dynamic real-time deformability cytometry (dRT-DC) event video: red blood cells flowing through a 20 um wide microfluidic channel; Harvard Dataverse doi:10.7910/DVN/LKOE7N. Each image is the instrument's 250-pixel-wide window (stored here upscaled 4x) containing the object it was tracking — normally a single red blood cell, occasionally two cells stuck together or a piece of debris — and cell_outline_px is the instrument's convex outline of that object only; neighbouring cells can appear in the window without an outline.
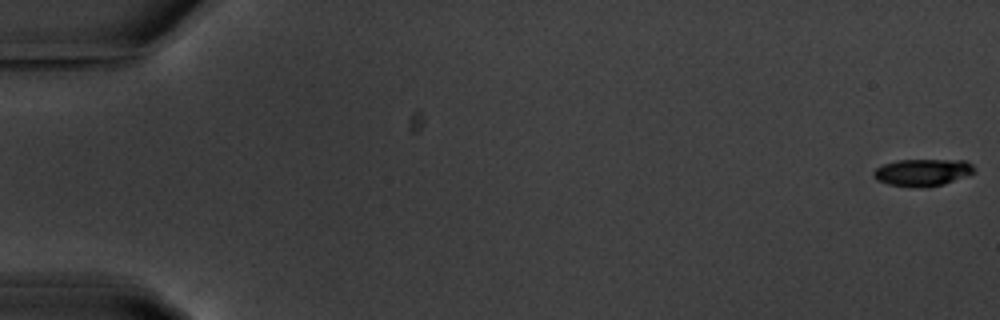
{"species": "common noctule bat (a hibernating species)", "species_latin": "Nyctalus noctula", "temperature_condition": "warm", "stored_images_in_passage": 57, "camera_frame_rate_fps": 3000, "um_per_image_px": 0.085, "animal": {"sex": "male", "body_mass_g": 20.1, "forearm_length_mm": 53.5}, "frame": {"image": 1, "passage_image": 1, "time_ms": 0.0, "image_size_px": [1000, 320], "cell_outline_px": [[976, 172], [968, 176], [944, 184], [920, 188], [888, 184], [876, 180], [872, 176], [872, 172], [876, 168], [884, 164], [900, 160], [964, 160], [972, 164]], "centroid_in_image_um": [78.43, 14.66], "position_along_channel_um": 6.6, "area_um2": 16.01}}
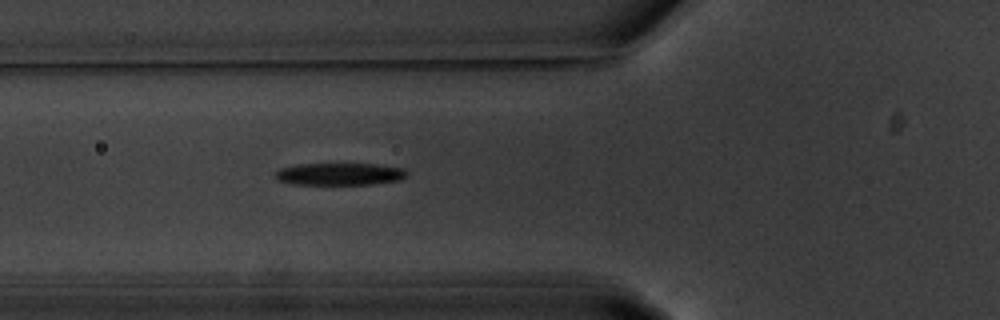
{"frame": {"image": 2, "passage_image": 22, "time_ms": 7.0, "image_size_px": [1000, 320], "cell_outline_px": [[408, 176], [400, 180], [372, 184], [292, 184], [276, 180], [276, 172], [280, 168], [296, 164], [376, 164], [404, 168], [408, 172]], "centroid_in_image_um": [28.89, 14.79], "position_along_channel_um": 96.9, "area_um2": 17.11}}
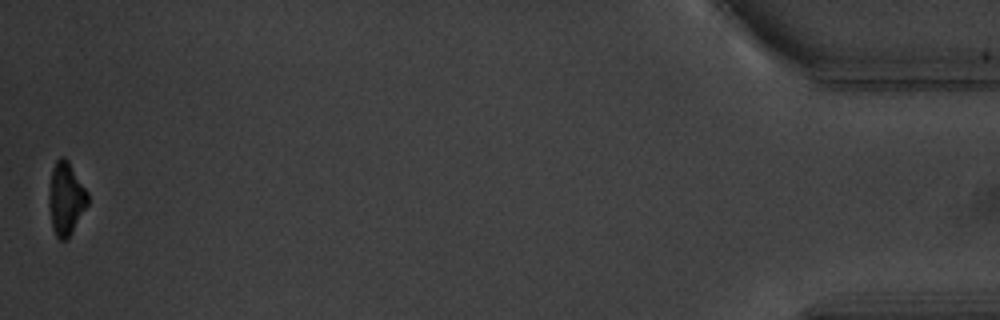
{"frame": {"image": 3, "passage_image": 57, "time_ms": 18.667, "image_size_px": [1000, 320], "cell_outline_px": [[88, 204], [68, 240], [60, 240], [56, 236], [52, 228], [48, 204], [48, 196], [52, 168], [56, 160], [60, 156], [64, 156], [68, 160], [88, 192]], "centroid_in_image_um": [5.59, 16.89], "position_along_channel_um": 429.6, "area_um2": 16.7}, "authors_computed_cell_mechanics": {"area_um2": 17.629, "velocity_mm_per_s": 3.6108, "shape_relaxation_time_tau1_ms": 2.3569, "shape_relaxation_time_tau2_ms": null, "deformation_change_tau1": 0.1482, "deformation_change_tau2": null}}